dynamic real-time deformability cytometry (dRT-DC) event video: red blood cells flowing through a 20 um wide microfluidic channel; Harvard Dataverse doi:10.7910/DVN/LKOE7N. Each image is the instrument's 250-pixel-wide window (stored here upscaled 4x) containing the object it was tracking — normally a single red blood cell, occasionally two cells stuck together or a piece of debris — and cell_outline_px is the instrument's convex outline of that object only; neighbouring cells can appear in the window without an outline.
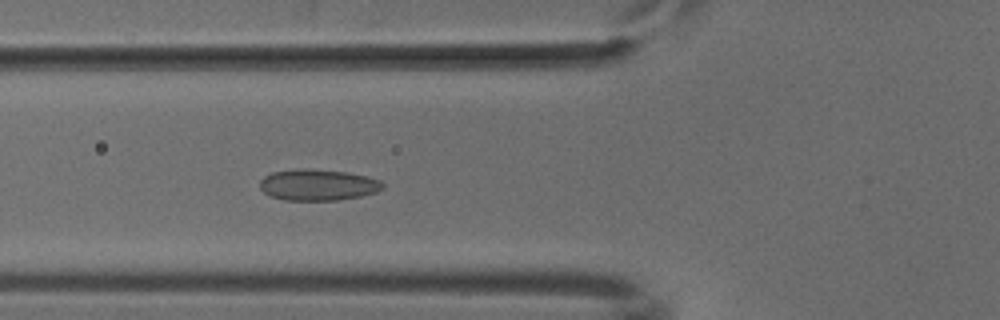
{"species": "common noctule bat (a hibernating species)", "species_latin": "Nyctalus noctula", "temperature_condition": "cold", "stored_images_in_passage": 54, "camera_frame_rate_fps": 3000, "um_per_image_px": 0.085, "animal": {"sex": "male", "body_mass_g": 18.8}, "frame": {"image": 1, "passage_image": 20, "time_ms": 6.333, "image_size_px": [1000, 320], "cell_outline_px": [[384, 188], [376, 192], [360, 196], [336, 200], [284, 200], [272, 196], [264, 192], [260, 188], [260, 180], [264, 176], [272, 172], [296, 168], [304, 168], [348, 172], [368, 176], [380, 180], [384, 184]], "centroid_in_image_um": [27.03, 15.7], "position_along_channel_um": 98.8, "area_um2": 22.48}}
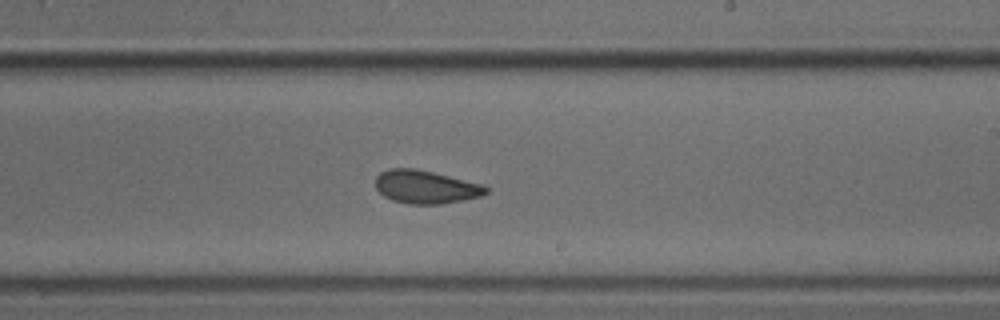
{"frame": {"image": 2, "passage_image": 32, "time_ms": 10.333, "image_size_px": [1000, 320], "cell_outline_px": [[488, 192], [480, 196], [464, 200], [440, 204], [408, 204], [392, 200], [384, 196], [376, 188], [376, 176], [380, 172], [388, 168], [416, 168], [484, 184], [488, 188]], "centroid_in_image_um": [36.18, 15.88], "position_along_channel_um": 252.8, "area_um2": 21.5}}
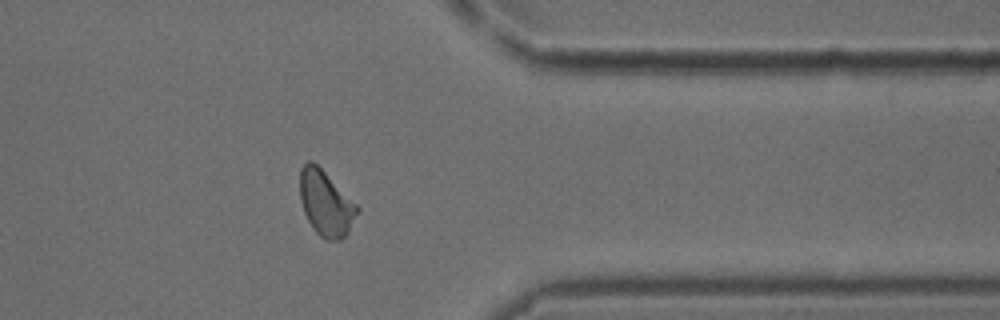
{"frame": {"image": 3, "passage_image": 43, "time_ms": 14.0, "image_size_px": [1000, 320], "cell_outline_px": [[360, 208], [348, 232], [340, 240], [324, 240], [312, 228], [304, 212], [300, 200], [300, 168], [308, 160], [312, 160]], "centroid_in_image_um": [27.67, 17.29], "position_along_channel_um": 383.7, "area_um2": 21.5}}